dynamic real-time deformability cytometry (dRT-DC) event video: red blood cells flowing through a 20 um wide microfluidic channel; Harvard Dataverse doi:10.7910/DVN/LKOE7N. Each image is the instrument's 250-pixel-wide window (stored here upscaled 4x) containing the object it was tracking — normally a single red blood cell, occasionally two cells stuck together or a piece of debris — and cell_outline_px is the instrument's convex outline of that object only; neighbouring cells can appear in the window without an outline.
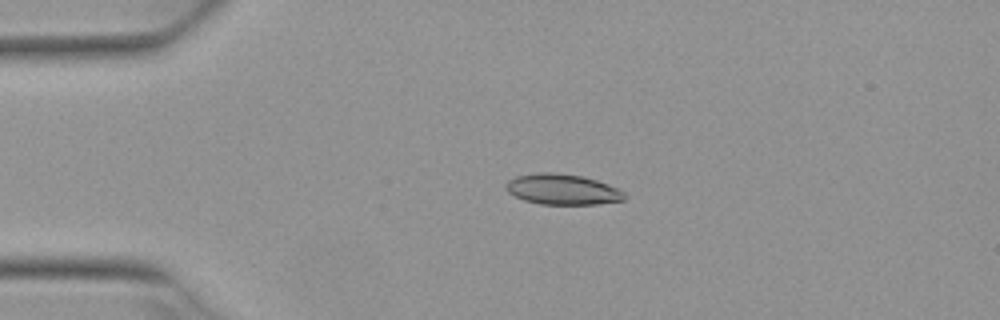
{"species": "Egyptian fruit bat (a non-hibernating species)", "species_latin": "Rousettus aegyptiacus", "temperature_condition": "warm", "stored_images_in_passage": 5, "camera_frame_rate_fps": 3000, "um_per_image_px": 0.085, "animal": {"sex": "female"}, "frame": {"image": 1, "passage_image": 4, "time_ms": 1.0, "image_size_px": [1000, 320], "cell_outline_px": [[624, 200], [596, 204], [540, 204], [524, 200], [508, 192], [504, 188], [504, 184], [508, 180], [516, 176], [540, 172], [552, 172], [584, 176], [608, 184], [624, 192]], "centroid_in_image_um": [47.77, 16.09], "position_along_channel_um": 37.2, "area_um2": 21.1}}